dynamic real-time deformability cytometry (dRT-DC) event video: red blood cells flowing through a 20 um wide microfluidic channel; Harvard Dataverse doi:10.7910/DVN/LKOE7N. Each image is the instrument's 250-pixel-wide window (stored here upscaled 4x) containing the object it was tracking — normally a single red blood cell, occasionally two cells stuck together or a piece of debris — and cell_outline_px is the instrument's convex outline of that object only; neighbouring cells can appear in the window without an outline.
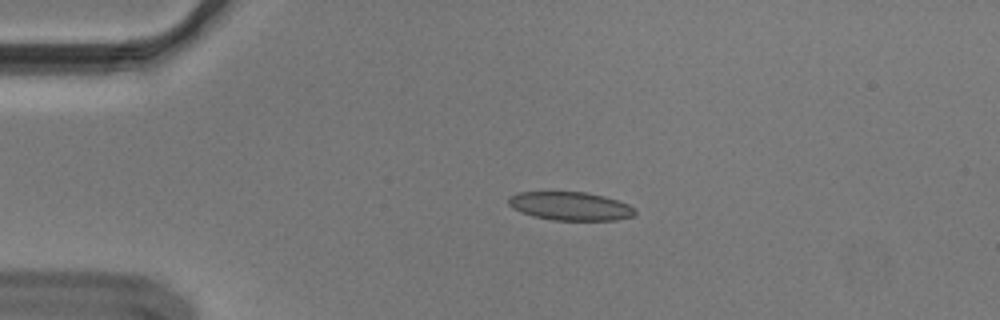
{"species": "Egyptian fruit bat (a non-hibernating species)", "species_latin": "Rousettus aegyptiacus", "temperature_condition": "cold", "stored_images_in_passage": 44, "segment_of_instrument_passage": [1, 2], "camera_frame_rate_fps": 3000, "um_per_image_px": 0.085, "animal": {"sex": "male"}, "frame": {"image": 1, "passage_image": 1, "time_ms": 0.0, "image_size_px": [1000, 320], "cell_outline_px": [[636, 212], [632, 216], [616, 220], [552, 220], [532, 216], [520, 212], [512, 208], [508, 204], [508, 196], [520, 192], [588, 192], [604, 196], [628, 204], [636, 208]], "centroid_in_image_um": [48.46, 17.52], "position_along_channel_um": 36.5, "area_um2": 21.1}}
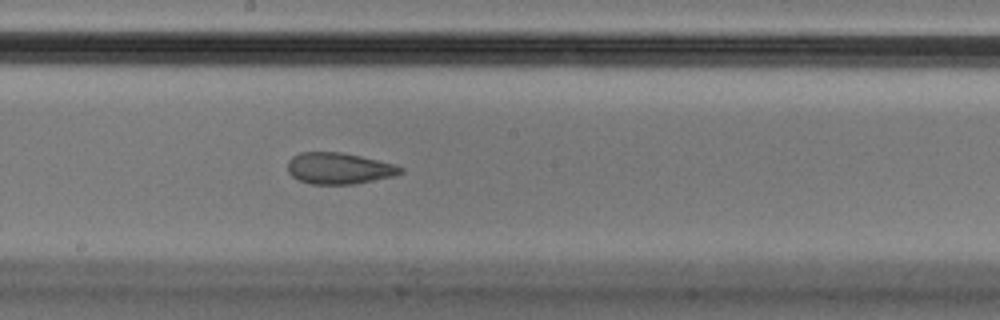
{"frame": {"image": 2, "passage_image": 19, "time_ms": 6.0, "image_size_px": [1000, 320], "cell_outline_px": [[404, 172], [392, 176], [356, 184], [308, 184], [292, 176], [288, 172], [288, 160], [292, 156], [300, 152], [340, 152], [360, 156], [396, 164], [404, 168]], "centroid_in_image_um": [28.81, 14.31], "position_along_channel_um": 219.4, "area_um2": 20.69}}
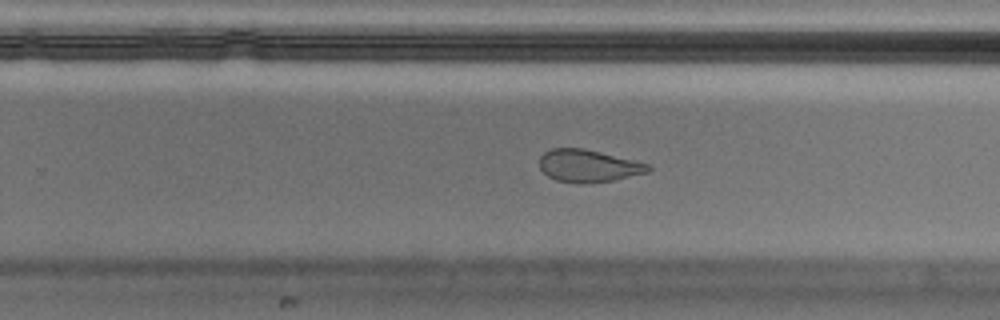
{"frame": {"image": 3, "passage_image": 24, "time_ms": 7.667, "image_size_px": [1000, 320], "cell_outline_px": [[652, 168], [648, 172], [612, 180], [584, 184], [576, 184], [556, 180], [548, 176], [540, 168], [540, 156], [544, 152], [552, 148], [584, 148], [648, 164]], "centroid_in_image_um": [49.97, 14.1], "position_along_channel_um": 279.8, "area_um2": 20.4}}